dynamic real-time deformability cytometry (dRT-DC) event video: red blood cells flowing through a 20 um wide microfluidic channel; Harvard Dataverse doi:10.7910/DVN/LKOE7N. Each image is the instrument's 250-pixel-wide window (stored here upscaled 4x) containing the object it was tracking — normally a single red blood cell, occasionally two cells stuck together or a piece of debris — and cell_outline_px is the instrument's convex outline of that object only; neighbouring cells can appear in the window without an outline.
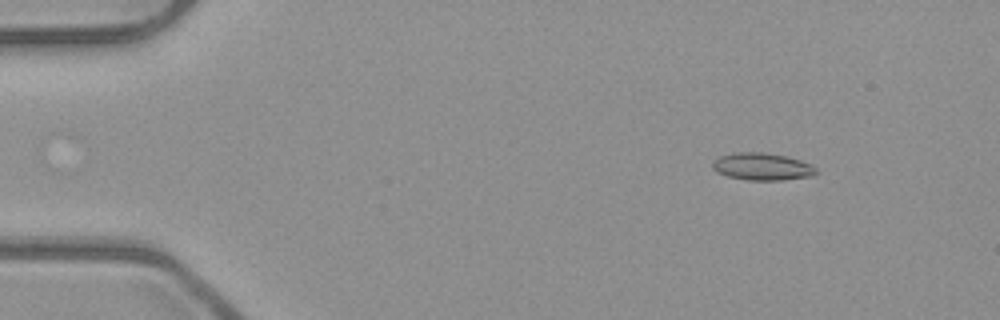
{"species": "common noctule bat (a hibernating species)", "species_latin": "Nyctalus noctula", "temperature_condition": "room temperature", "stored_images_in_passage": 5, "camera_frame_rate_fps": 3000, "um_per_image_px": 0.085, "animal": {"sex": "male", "body_mass_g": 23.1, "forearm_length_mm": 52.7}, "frame": {"image": 1, "passage_image": 2, "time_ms": 0.333, "image_size_px": [1000, 320], "cell_outline_px": [[816, 172], [812, 176], [780, 180], [748, 180], [728, 176], [716, 172], [712, 168], [712, 160], [720, 156], [736, 152], [764, 152], [784, 156], [800, 160], [812, 164], [816, 168]], "centroid_in_image_um": [64.75, 14.16], "position_along_channel_um": 20.2, "area_um2": 16.47}}